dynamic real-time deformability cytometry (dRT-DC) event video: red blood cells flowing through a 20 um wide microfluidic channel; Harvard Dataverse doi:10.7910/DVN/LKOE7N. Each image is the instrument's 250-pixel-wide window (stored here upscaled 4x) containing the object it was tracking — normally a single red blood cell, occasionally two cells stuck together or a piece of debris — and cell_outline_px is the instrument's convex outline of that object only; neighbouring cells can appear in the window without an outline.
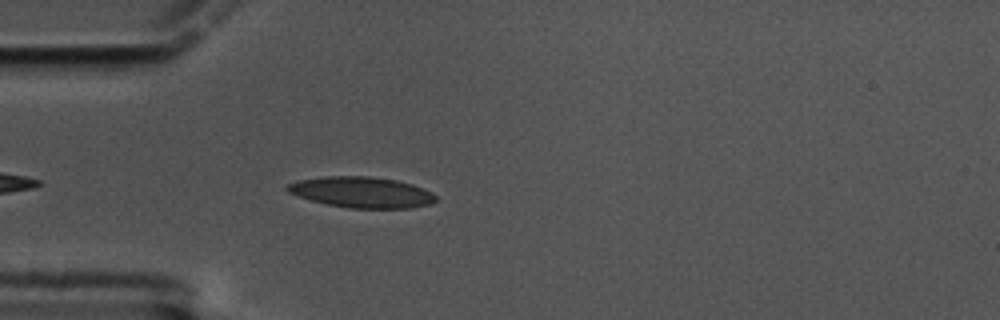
{"species": "common noctule bat (a hibernating species)", "species_latin": "Nyctalus noctula", "temperature_condition": "cold", "stored_images_in_passage": 10, "camera_frame_rate_fps": 3000, "um_per_image_px": 0.085, "animal": {"sex": "male", "body_mass_g": 17.5, "forearm_length_mm": 52.3}, "frame": {"image": 1, "passage_image": 6, "time_ms": 1.667, "image_size_px": [1000, 320], "cell_outline_px": [[436, 200], [432, 204], [412, 208], [348, 208], [328, 204], [312, 200], [288, 192], [284, 188], [288, 184], [300, 180], [324, 176], [368, 176], [396, 180], [412, 184], [432, 192], [436, 196]], "centroid_in_image_um": [30.77, 16.34], "position_along_channel_um": 54.2, "area_um2": 26.59}}